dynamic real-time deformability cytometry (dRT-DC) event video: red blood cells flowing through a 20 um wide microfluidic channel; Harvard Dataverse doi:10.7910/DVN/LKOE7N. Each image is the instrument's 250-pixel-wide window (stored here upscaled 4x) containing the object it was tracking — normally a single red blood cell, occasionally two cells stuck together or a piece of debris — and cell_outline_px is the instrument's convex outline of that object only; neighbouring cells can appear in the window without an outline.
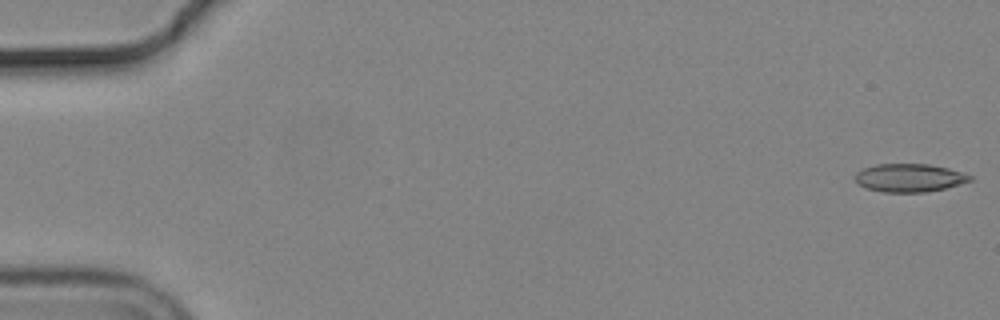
{"species": "common noctule bat (a hibernating species)", "species_latin": "Nyctalus noctula", "temperature_condition": "cold", "stored_images_in_passage": 11, "camera_frame_rate_fps": 3000, "um_per_image_px": 0.085, "animal": {"sex": "male", "body_mass_g": 19.2, "forearm_length_mm": 51.8}, "frame": {"image": 1, "passage_image": 1, "time_ms": 0.0, "image_size_px": [1000, 320], "cell_outline_px": [[972, 180], [960, 184], [944, 188], [924, 192], [884, 192], [864, 188], [856, 180], [856, 172], [864, 168], [876, 164], [928, 164], [948, 168], [964, 172], [972, 176]], "centroid_in_image_um": [77.31, 15.11], "position_along_channel_um": 7.7, "area_um2": 18.79}}